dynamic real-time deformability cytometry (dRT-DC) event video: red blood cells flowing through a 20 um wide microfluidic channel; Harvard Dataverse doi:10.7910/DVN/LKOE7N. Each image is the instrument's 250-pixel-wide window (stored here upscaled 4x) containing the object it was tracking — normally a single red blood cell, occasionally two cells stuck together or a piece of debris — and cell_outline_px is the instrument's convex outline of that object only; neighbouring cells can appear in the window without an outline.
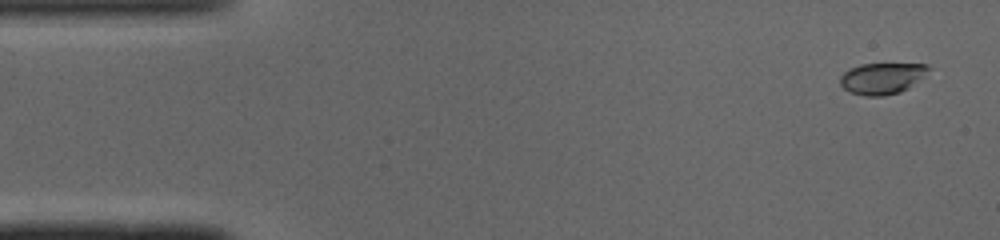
{"species": "common noctule bat (a hibernating species)", "species_latin": "Nyctalus noctula", "temperature_condition": "cold", "stored_images_in_passage": 47, "camera_frame_rate_fps": 3000, "um_per_image_px": 0.085, "animal": {"sex": "male", "body_mass_g": 19.0, "forearm_length_mm": 50.8}, "frame": {"image": 1, "passage_image": 1, "time_ms": 0.0, "image_size_px": [1000, 240], "cell_outline_px": [[932, 68], [924, 76], [908, 88], [900, 92], [884, 96], [864, 96], [852, 92], [844, 88], [840, 84], [840, 76], [848, 68], [860, 64], [928, 64]], "centroid_in_image_um": [74.98, 6.65], "position_along_channel_um": 10.0, "area_um2": 16.18}}
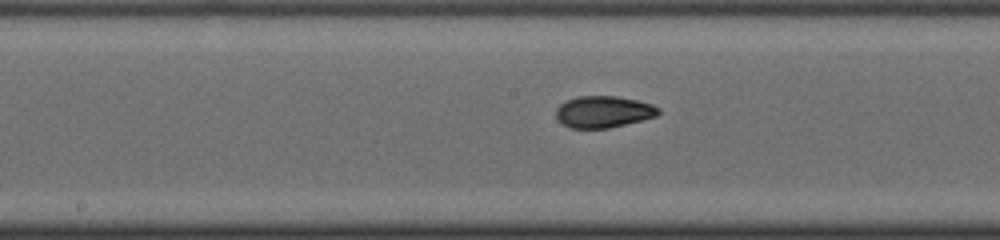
{"frame": {"image": 2, "passage_image": 23, "time_ms": 7.333, "image_size_px": [1000, 240], "cell_outline_px": [[660, 112], [656, 116], [608, 128], [568, 128], [556, 116], [556, 108], [560, 104], [576, 96], [616, 96], [636, 100], [652, 104], [660, 108]], "centroid_in_image_um": [51.28, 9.49], "position_along_channel_um": 196.9, "area_um2": 18.73}}
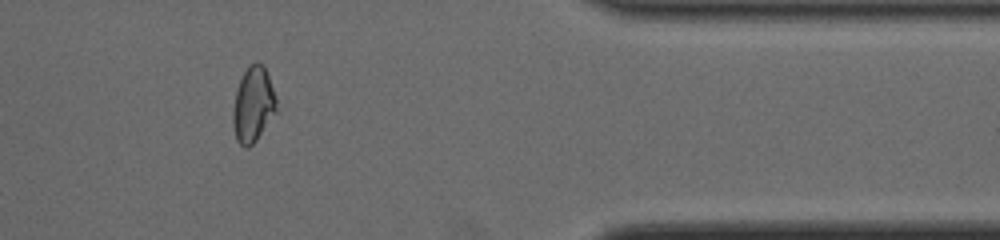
{"frame": {"image": 3, "passage_image": 39, "time_ms": 12.667, "image_size_px": [1000, 240], "cell_outline_px": [[276, 112], [256, 140], [248, 148], [244, 148], [236, 140], [232, 124], [232, 112], [236, 92], [240, 80], [248, 64], [256, 60], [264, 68], [268, 76], [276, 96]], "centroid_in_image_um": [21.5, 8.9], "position_along_channel_um": 389.9, "area_um2": 19.02}, "authors_computed_cell_mechanics": {"area_um2": 18.7272, "velocity_mm_per_s": 4.1019, "shape_relaxation_time_tau1_ms": 4.1396, "shape_relaxation_time_tau2_ms": 2.2472, "deformation_change_tau1": 0.146, "deformation_change_tau2": 0.0672}}